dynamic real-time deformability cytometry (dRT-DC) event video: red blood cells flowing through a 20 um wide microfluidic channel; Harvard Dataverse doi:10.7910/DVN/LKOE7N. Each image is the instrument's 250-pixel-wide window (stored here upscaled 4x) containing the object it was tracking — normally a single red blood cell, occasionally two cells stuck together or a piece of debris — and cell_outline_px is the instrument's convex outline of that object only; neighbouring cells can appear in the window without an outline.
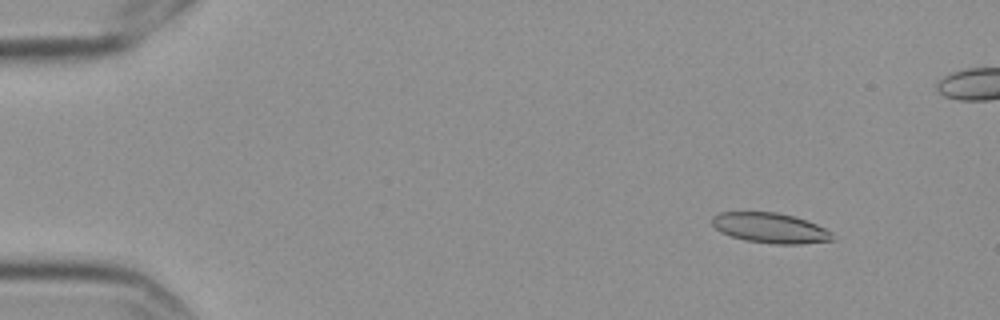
{"species": "Egyptian fruit bat (a non-hibernating species)", "species_latin": "Rousettus aegyptiacus", "temperature_condition": "cold", "stored_images_in_passage": 5, "camera_frame_rate_fps": 3000, "um_per_image_px": 0.085, "frame": {"image": 1, "passage_image": 1, "time_ms": 0.0, "image_size_px": [1000, 320], "cell_outline_px": [[836, 240], [800, 244], [776, 244], [744, 240], [720, 232], [712, 224], [712, 216], [720, 212], [776, 212], [792, 216], [816, 224], [832, 232]], "centroid_in_image_um": [65.48, 19.38], "position_along_channel_um": 19.5, "area_um2": 21.1}}